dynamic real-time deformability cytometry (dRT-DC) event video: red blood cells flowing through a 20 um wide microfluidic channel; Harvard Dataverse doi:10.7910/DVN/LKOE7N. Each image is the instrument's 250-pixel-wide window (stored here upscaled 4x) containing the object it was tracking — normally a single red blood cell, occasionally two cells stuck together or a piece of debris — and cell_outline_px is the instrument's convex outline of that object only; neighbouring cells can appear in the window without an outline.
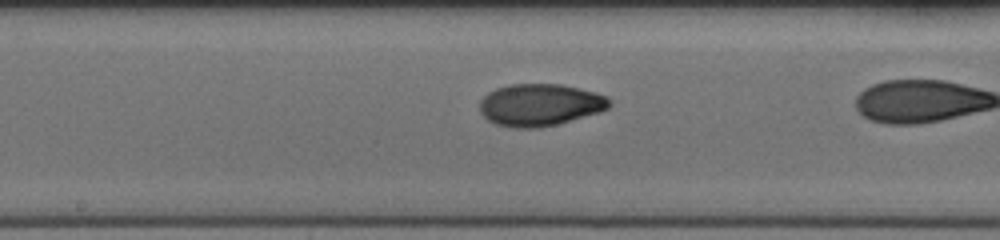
{"species": "human", "species_latin": "Homo sapiens", "temperature_condition": "cold", "stored_images_in_passage": 38, "camera_frame_rate_fps": 3000, "um_per_image_px": 0.085, "donor": {"sex": "female"}, "frame": {"image": 1, "passage_image": 25, "time_ms": 8.0, "image_size_px": [1000, 240], "cell_outline_px": [[612, 104], [608, 108], [600, 112], [556, 124], [540, 128], [512, 128], [496, 124], [488, 120], [480, 112], [480, 100], [488, 92], [496, 88], [508, 84], [560, 84], [580, 88], [596, 92], [608, 96], [612, 100]], "centroid_in_image_um": [45.91, 8.91], "position_along_channel_um": 202.3, "area_um2": 32.14}}
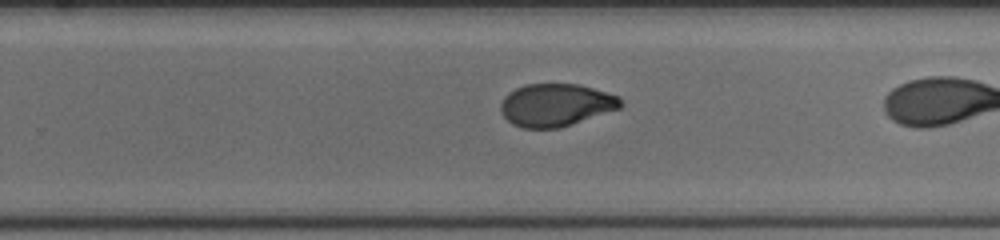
{"frame": {"image": 2, "passage_image": 31, "time_ms": 10.0, "image_size_px": [1000, 240], "cell_outline_px": [[624, 104], [620, 108], [560, 128], [524, 128], [512, 124], [504, 116], [500, 108], [500, 104], [504, 96], [508, 92], [524, 84], [580, 84], [620, 96], [624, 100]], "centroid_in_image_um": [47.27, 8.91], "position_along_channel_um": 282.5, "area_um2": 30.0}}
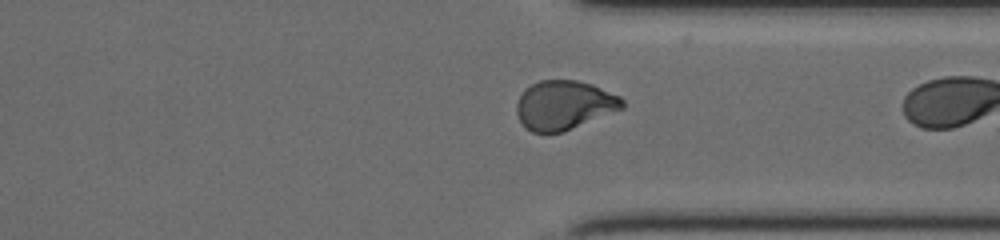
{"frame": {"image": 3, "passage_image": 37, "time_ms": 12.0, "image_size_px": [1000, 240], "cell_outline_px": [[624, 108], [564, 132], [532, 132], [524, 128], [516, 112], [516, 104], [524, 88], [540, 80], [576, 80], [592, 84], [620, 96], [624, 100]], "centroid_in_image_um": [47.95, 8.93], "position_along_channel_um": 363.5, "area_um2": 30.4}}